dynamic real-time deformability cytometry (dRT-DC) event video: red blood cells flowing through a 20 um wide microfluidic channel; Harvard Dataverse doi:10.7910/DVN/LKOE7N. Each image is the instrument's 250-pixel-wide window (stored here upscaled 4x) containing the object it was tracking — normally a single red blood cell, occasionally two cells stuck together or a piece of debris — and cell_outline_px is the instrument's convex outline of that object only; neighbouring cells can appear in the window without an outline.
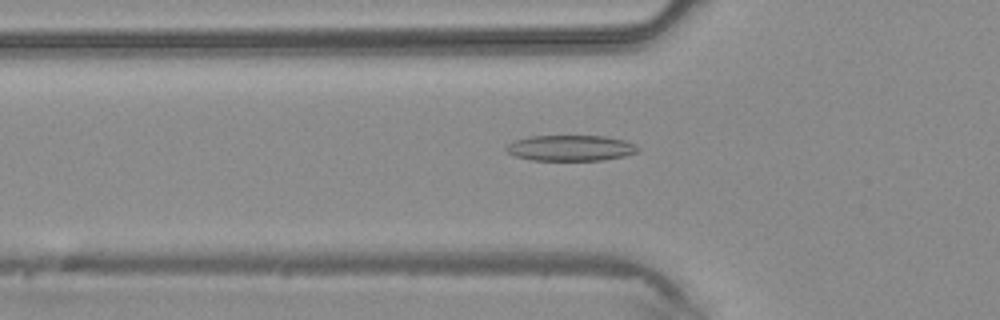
{"species": "common noctule bat (a hibernating species)", "species_latin": "Nyctalus noctula", "temperature_condition": "warm", "stored_images_in_passage": 36, "camera_frame_rate_fps": 3000, "um_per_image_px": 0.085, "animal": {"sex": "male", "body_mass_g": 20.4}, "frame": {"image": 1, "passage_image": 7, "time_ms": 2.0, "image_size_px": [1000, 320], "cell_outline_px": [[640, 148], [636, 152], [624, 156], [600, 160], [532, 160], [516, 156], [508, 152], [504, 148], [508, 144], [516, 140], [528, 136], [604, 136], [624, 140], [636, 144]], "centroid_in_image_um": [48.5, 12.57], "position_along_channel_um": 77.3, "area_um2": 19.65}}
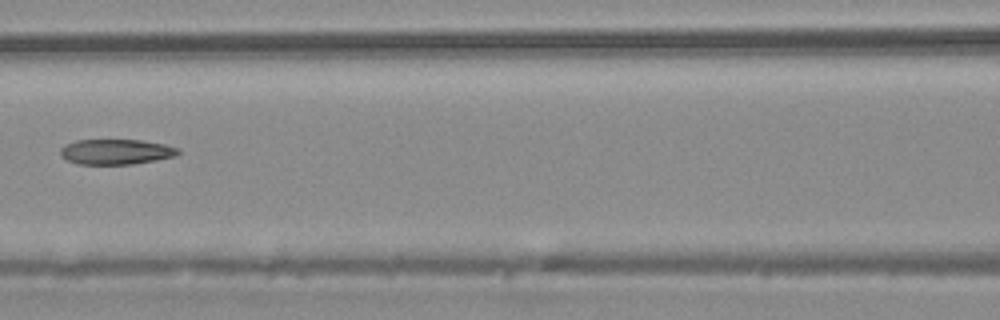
{"frame": {"image": 2, "passage_image": 12, "time_ms": 3.667, "image_size_px": [1000, 320], "cell_outline_px": [[180, 152], [176, 156], [156, 160], [132, 164], [76, 164], [60, 156], [60, 148], [64, 144], [76, 140], [140, 140], [164, 144], [180, 148]], "centroid_in_image_um": [9.85, 12.9], "position_along_channel_um": 156.8, "area_um2": 17.46}}
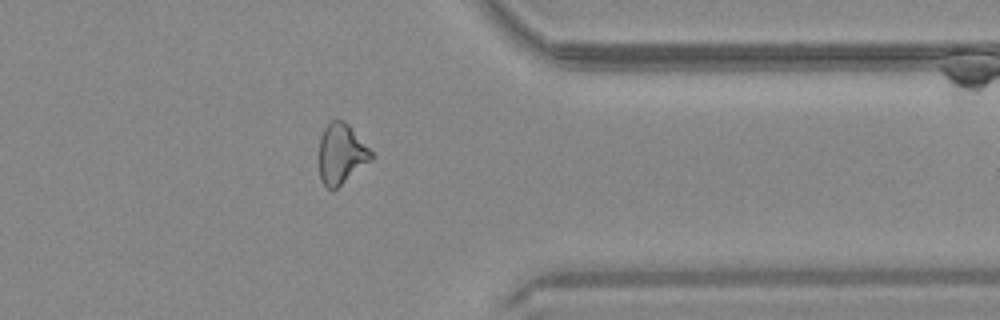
{"frame": {"image": 3, "passage_image": 27, "time_ms": 8.667, "image_size_px": [1000, 320], "cell_outline_px": [[376, 156], [372, 160], [332, 192], [320, 180], [320, 136], [324, 128], [332, 120], [344, 120], [348, 124]], "centroid_in_image_um": [29.02, 13.09], "position_along_channel_um": 382.4, "area_um2": 18.32}}